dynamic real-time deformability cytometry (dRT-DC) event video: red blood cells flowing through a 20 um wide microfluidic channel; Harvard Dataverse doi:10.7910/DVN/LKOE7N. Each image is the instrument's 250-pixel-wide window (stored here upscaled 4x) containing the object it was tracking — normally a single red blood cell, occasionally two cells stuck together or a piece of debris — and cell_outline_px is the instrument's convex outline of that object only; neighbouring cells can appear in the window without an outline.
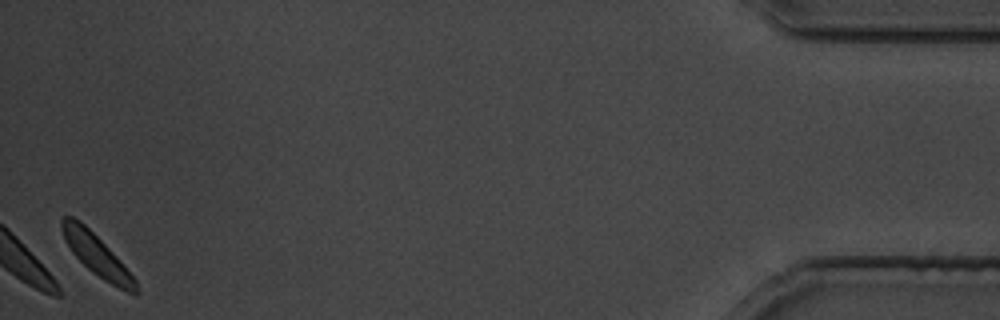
{"species": "common noctule bat (a hibernating species)", "species_latin": "Nyctalus noctula", "temperature_condition": "cold", "stored_images_in_passage": 27, "camera_frame_rate_fps": 3000, "um_per_image_px": 0.085, "animal": {"sex": "male", "body_mass_g": 19.5, "forearm_length_mm": 54.6}, "frame": {"image": 1, "passage_image": 27, "time_ms": 32.333, "image_size_px": [1000, 320], "cell_outline_px": [[136, 292], [128, 292], [104, 280], [92, 272], [72, 252], [64, 240], [60, 228], [60, 220], [64, 216], [72, 216], [80, 220], [112, 252], [136, 280]], "centroid_in_image_um": [8.13, 21.61], "position_along_channel_um": 427.1, "area_um2": 17.17}}